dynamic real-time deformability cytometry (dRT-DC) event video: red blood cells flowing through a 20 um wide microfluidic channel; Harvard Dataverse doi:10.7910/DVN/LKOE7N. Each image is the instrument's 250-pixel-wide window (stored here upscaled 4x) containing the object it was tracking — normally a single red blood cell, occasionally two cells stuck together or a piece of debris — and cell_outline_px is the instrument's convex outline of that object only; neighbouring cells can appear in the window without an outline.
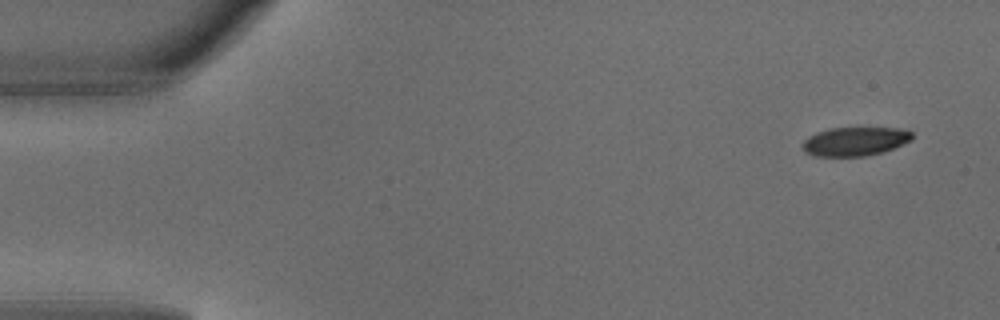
{"species": "common noctule bat (a hibernating species)", "species_latin": "Nyctalus noctula", "temperature_condition": "warm", "stored_images_in_passage": 4, "camera_frame_rate_fps": 3000, "um_per_image_px": 0.085, "animal": {"sex": "male", "body_mass_g": 18.8}, "frame": {"image": 1, "passage_image": 1, "time_ms": 0.0, "image_size_px": [1000, 320], "cell_outline_px": [[912, 140], [892, 148], [880, 152], [864, 156], [816, 156], [804, 152], [800, 144], [808, 136], [816, 132], [832, 128], [900, 128], [912, 132]], "centroid_in_image_um": [72.62, 12.01], "position_along_channel_um": 12.4, "area_um2": 18.32}}
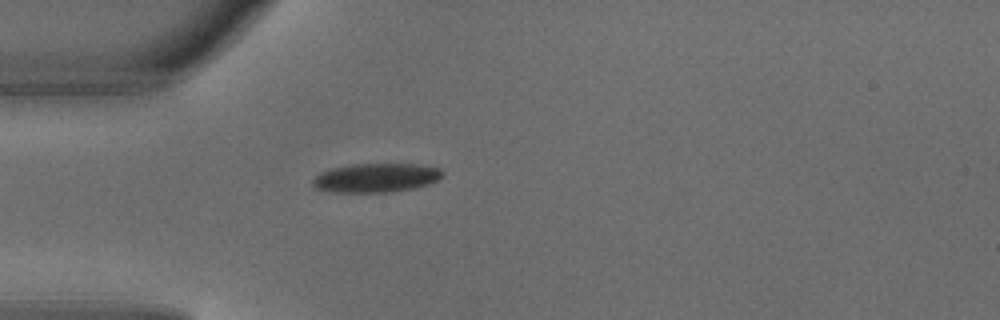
{"frame": {"image": 2, "passage_image": 4, "time_ms": 1.0, "image_size_px": [1000, 320], "cell_outline_px": [[444, 176], [440, 180], [428, 184], [412, 188], [392, 192], [332, 192], [316, 188], [312, 184], [312, 180], [320, 172], [332, 168], [352, 164], [416, 164], [440, 168], [444, 172]], "centroid_in_image_um": [31.99, 15.11], "position_along_channel_um": 53.0, "area_um2": 22.02}}